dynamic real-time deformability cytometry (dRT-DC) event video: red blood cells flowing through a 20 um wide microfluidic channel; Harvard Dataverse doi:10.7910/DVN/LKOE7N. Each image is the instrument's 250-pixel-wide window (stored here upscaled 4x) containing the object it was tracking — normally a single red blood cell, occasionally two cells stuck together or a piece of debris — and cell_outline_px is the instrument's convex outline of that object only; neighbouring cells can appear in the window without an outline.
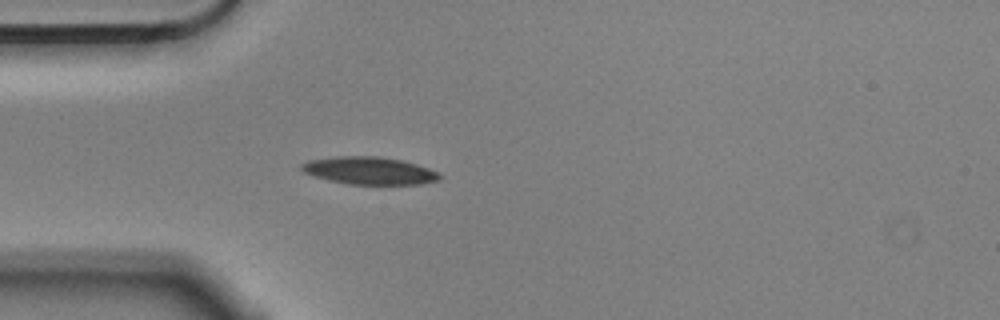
{"species": "Egyptian fruit bat (a non-hibernating species)", "species_latin": "Rousettus aegyptiacus", "temperature_condition": "cold", "stored_images_in_passage": 5, "camera_frame_rate_fps": 3000, "um_per_image_px": 0.085, "animal": {"sex": "male"}, "frame": {"image": 1, "passage_image": 5, "time_ms": 1.333, "image_size_px": [1000, 320], "cell_outline_px": [[440, 180], [424, 184], [348, 184], [328, 180], [312, 176], [304, 172], [300, 168], [300, 164], [308, 160], [336, 156], [376, 156], [400, 160], [416, 164], [428, 168], [436, 172], [440, 176]], "centroid_in_image_um": [31.35, 14.51], "position_along_channel_um": 53.7, "area_um2": 22.14}}